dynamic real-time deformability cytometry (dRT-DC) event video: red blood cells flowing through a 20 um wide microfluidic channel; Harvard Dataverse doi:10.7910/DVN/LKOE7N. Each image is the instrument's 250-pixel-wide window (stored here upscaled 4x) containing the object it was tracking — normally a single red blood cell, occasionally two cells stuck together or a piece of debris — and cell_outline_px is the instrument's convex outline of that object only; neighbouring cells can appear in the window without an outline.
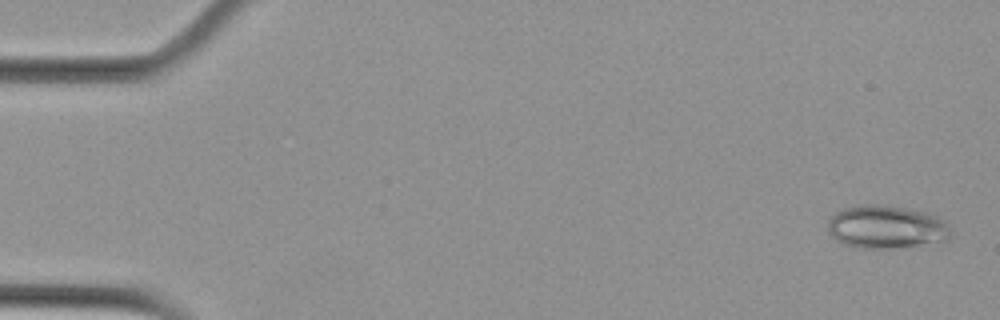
{"species": "Egyptian fruit bat (a non-hibernating species)", "species_latin": "Rousettus aegyptiacus", "temperature_condition": "cold", "stored_images_in_passage": 5, "camera_frame_rate_fps": 3000, "um_per_image_px": 0.085, "animal": {"sex": "female"}, "frame": {"image": 1, "passage_image": 1, "time_ms": 0.0, "image_size_px": [1000, 320], "cell_outline_px": [[952, 236], [948, 240], [888, 248], [864, 248], [844, 244], [836, 240], [828, 232], [828, 220], [836, 212], [844, 208], [864, 204], [880, 204], [904, 208], [924, 212], [948, 220]], "centroid_in_image_um": [75.35, 19.28], "position_along_channel_um": 9.7, "area_um2": 30.75}}